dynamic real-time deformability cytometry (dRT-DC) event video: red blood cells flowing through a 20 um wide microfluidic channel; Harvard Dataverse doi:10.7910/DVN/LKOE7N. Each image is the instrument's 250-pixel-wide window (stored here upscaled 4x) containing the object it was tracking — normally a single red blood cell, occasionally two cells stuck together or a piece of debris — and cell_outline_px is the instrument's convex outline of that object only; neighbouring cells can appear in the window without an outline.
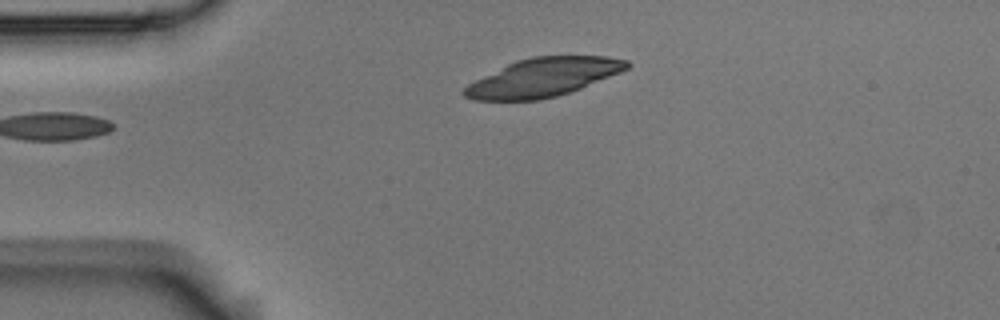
{"species": "Egyptian fruit bat (a non-hibernating species)", "species_latin": "Rousettus aegyptiacus", "temperature_condition": "room temperature", "stored_images_in_passage": 6, "camera_frame_rate_fps": 3000, "um_per_image_px": 0.085, "animal": {"sex": "male"}, "frame": {"image": 1, "passage_image": 3, "time_ms": 0.667, "image_size_px": [1000, 320], "cell_outline_px": [[628, 64], [612, 72], [572, 88], [560, 92], [544, 96], [516, 100], [500, 100], [492, 96], [528, 60], [552, 56], [588, 56], [612, 60]], "centroid_in_image_um": [47.11, 6.46], "position_along_channel_um": 37.9, "area_um2": 24.57}}